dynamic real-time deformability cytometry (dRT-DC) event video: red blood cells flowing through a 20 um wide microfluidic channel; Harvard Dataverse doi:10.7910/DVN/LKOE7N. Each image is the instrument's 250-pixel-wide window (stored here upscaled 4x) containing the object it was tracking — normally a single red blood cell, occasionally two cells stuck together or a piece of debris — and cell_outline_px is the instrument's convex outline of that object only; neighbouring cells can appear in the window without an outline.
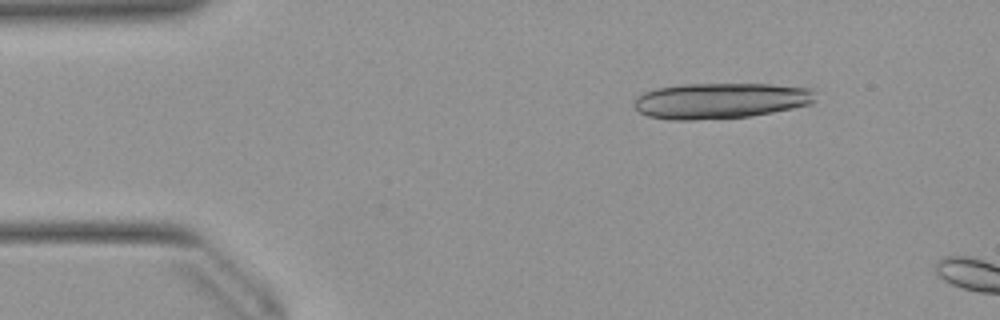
{"species": "Egyptian fruit bat (a non-hibernating species)", "species_latin": "Rousettus aegyptiacus", "temperature_condition": "warm", "stored_images_in_passage": 11, "camera_frame_rate_fps": 3000, "um_per_image_px": 0.085, "animal": {"sex": "female"}, "frame": {"image": 1, "passage_image": 7, "time_ms": 2.0, "image_size_px": [1000, 320], "cell_outline_px": [[816, 100], [812, 104], [772, 112], [748, 116], [696, 120], [672, 120], [648, 116], [640, 112], [632, 104], [636, 96], [644, 92], [656, 88], [684, 84], [772, 84], [812, 88], [816, 92]], "centroid_in_image_um": [61.26, 8.55], "position_along_channel_um": 23.7, "area_um2": 37.97}}